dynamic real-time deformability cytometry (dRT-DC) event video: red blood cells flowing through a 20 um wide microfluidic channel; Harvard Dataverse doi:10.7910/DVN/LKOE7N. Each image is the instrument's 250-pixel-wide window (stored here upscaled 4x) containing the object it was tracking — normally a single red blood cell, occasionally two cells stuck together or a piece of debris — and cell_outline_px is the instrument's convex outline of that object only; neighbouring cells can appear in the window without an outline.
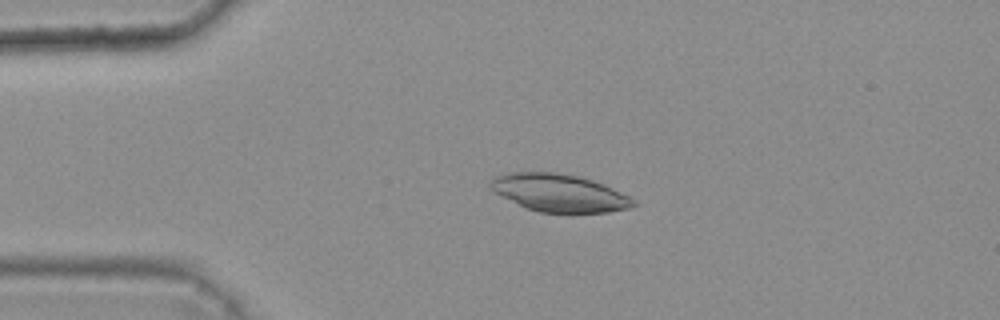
{"species": "common noctule bat (a hibernating species)", "species_latin": "Nyctalus noctula", "temperature_condition": "warm", "stored_images_in_passage": 4, "camera_frame_rate_fps": 3000, "um_per_image_px": 0.085, "animal": {"sex": "female", "body_mass_g": 25.1}, "frame": {"image": 1, "passage_image": 4, "time_ms": 1.0, "image_size_px": [1000, 320], "cell_outline_px": [[640, 204], [628, 208], [608, 212], [540, 212], [528, 208], [496, 192], [488, 184], [488, 180], [496, 176], [508, 172], [556, 172], [576, 176], [592, 180], [604, 184], [636, 200]], "centroid_in_image_um": [47.57, 16.38], "position_along_channel_um": 37.4, "area_um2": 30.92}}